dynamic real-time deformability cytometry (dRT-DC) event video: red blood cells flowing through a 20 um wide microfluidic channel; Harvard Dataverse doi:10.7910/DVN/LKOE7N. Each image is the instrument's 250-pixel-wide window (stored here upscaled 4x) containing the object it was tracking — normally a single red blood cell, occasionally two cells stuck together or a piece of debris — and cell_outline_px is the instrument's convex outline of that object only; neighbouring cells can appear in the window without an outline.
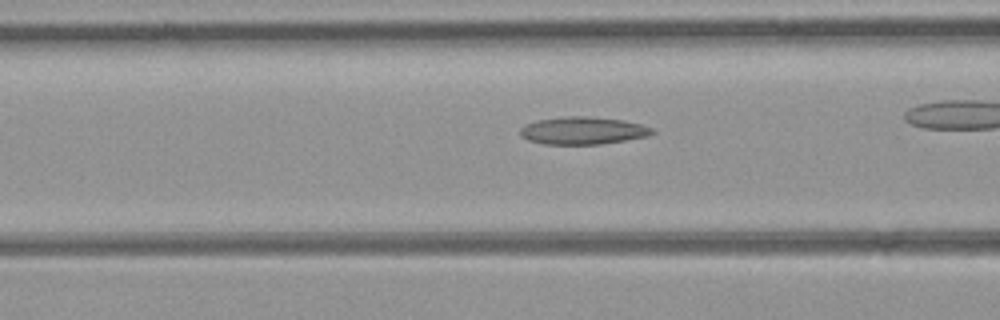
{"species": "common noctule bat (a hibernating species)", "species_latin": "Nyctalus noctula", "temperature_condition": "room temperature", "stored_images_in_passage": 27, "camera_frame_rate_fps": 3000, "um_per_image_px": 0.085, "animal": {"sex": "female", "body_mass_g": 21.9}, "frame": {"image": 1, "passage_image": 8, "time_ms": 2.333, "image_size_px": [1000, 320], "cell_outline_px": [[656, 132], [648, 136], [600, 144], [544, 144], [528, 140], [520, 136], [520, 128], [524, 124], [536, 120], [564, 116], [584, 116], [624, 120], [640, 124], [652, 128]], "centroid_in_image_um": [49.51, 11.09], "position_along_channel_um": 117.1, "area_um2": 21.21}}